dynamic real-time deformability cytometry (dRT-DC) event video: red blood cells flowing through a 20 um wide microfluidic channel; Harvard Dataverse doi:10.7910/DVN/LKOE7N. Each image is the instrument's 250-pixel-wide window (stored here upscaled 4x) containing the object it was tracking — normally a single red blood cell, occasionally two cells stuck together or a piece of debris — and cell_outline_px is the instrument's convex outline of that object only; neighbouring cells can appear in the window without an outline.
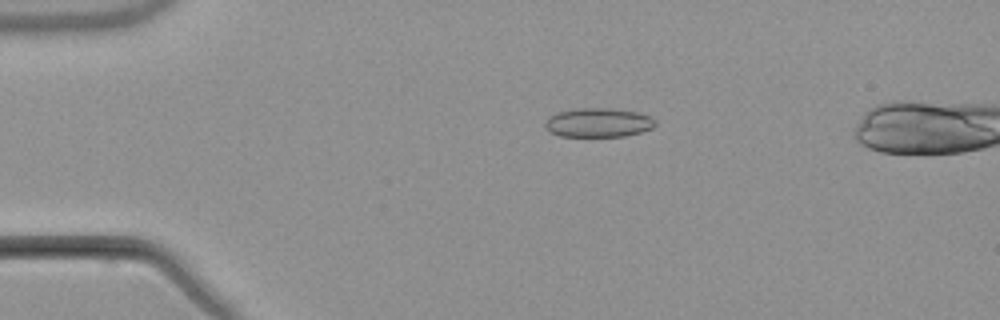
{"species": "common noctule bat (a hibernating species)", "species_latin": "Nyctalus noctula", "temperature_condition": "warm", "stored_images_in_passage": 5, "camera_frame_rate_fps": 3000, "um_per_image_px": 0.085, "animal": {"sex": "male", "body_mass_g": 21.5, "forearm_length_mm": 52.0}, "frame": {"image": 1, "passage_image": 3, "time_ms": 3.667, "image_size_px": [1000, 320], "cell_outline_px": [[656, 124], [652, 128], [640, 132], [624, 136], [560, 136], [544, 128], [544, 124], [548, 116], [556, 112], [576, 108], [608, 108], [636, 112], [652, 116], [656, 120]], "centroid_in_image_um": [50.84, 10.41], "position_along_channel_um": 34.2, "area_um2": 18.79}}